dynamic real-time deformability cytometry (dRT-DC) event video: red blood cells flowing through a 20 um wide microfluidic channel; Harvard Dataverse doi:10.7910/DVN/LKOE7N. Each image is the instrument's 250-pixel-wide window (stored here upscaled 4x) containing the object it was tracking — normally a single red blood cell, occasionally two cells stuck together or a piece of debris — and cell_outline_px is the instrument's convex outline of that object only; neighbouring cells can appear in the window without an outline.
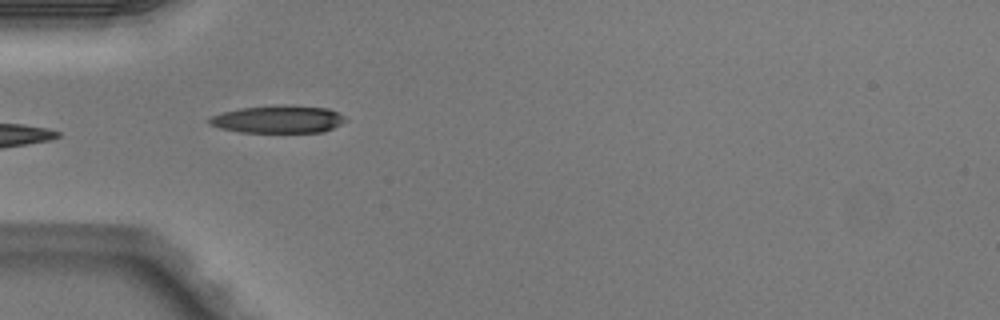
{"species": "Egyptian fruit bat (a non-hibernating species)", "species_latin": "Rousettus aegyptiacus", "temperature_condition": "warm", "stored_images_in_passage": 6, "camera_frame_rate_fps": 3000, "um_per_image_px": 0.085, "animal": {"sex": "male"}, "frame": {"image": 1, "passage_image": 4, "time_ms": 1.0, "image_size_px": [1000, 320], "cell_outline_px": [[348, 120], [324, 132], [240, 132], [220, 128], [208, 124], [208, 120], [212, 116], [224, 112], [240, 108], [284, 104], [328, 108], [344, 116]], "centroid_in_image_um": [23.65, 10.13], "position_along_channel_um": 61.3, "area_um2": 21.91}}
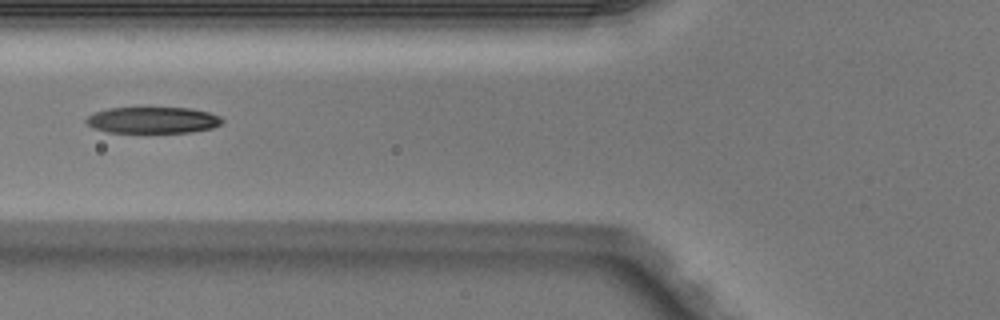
{"frame": {"image": 2, "passage_image": 5, "time_ms": 1.333, "image_size_px": [1000, 320], "cell_outline_px": [[224, 120], [220, 124], [212, 128], [192, 132], [108, 132], [92, 128], [84, 120], [92, 112], [108, 108], [192, 108], [208, 112], [220, 116]], "centroid_in_image_um": [12.96, 10.2], "position_along_channel_um": 112.8, "area_um2": 20.92}}
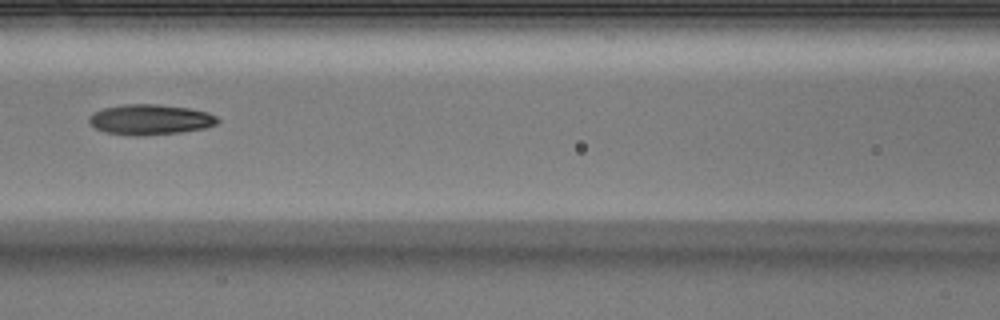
{"frame": {"image": 3, "passage_image": 6, "time_ms": 1.667, "image_size_px": [1000, 320], "cell_outline_px": [[220, 120], [216, 124], [204, 128], [180, 132], [144, 136], [132, 136], [104, 132], [96, 128], [88, 120], [88, 116], [104, 108], [124, 104], [156, 104], [188, 108], [208, 112], [216, 116]], "centroid_in_image_um": [12.77, 10.17], "position_along_channel_um": 153.8, "area_um2": 22.72}}